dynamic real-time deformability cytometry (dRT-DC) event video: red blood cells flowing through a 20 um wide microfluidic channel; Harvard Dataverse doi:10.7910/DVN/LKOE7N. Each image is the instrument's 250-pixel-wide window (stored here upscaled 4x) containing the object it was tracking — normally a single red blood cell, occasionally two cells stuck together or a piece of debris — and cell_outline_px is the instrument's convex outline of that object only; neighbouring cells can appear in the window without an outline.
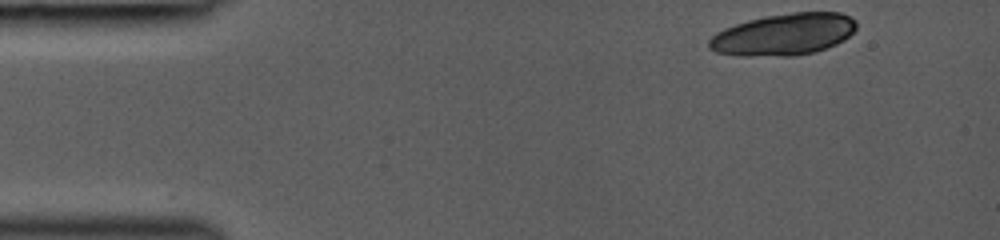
{"species": "common noctule bat (a hibernating species)", "species_latin": "Nyctalus noctula", "temperature_condition": "room temperature", "stored_images_in_passage": 10, "camera_frame_rate_fps": 3000, "um_per_image_px": 0.085, "animal": {"sex": "female", "body_mass_g": 19.0, "forearm_length_mm": 53.3}, "frame": {"image": 1, "passage_image": 1, "time_ms": 0.0, "image_size_px": [1000, 240], "cell_outline_px": [[856, 28], [844, 40], [836, 44], [812, 52], [792, 56], [740, 56], [716, 52], [708, 48], [708, 40], [716, 32], [724, 28], [748, 20], [764, 16], [792, 12], [840, 12], [856, 20]], "centroid_in_image_um": [66.59, 2.92], "position_along_channel_um": 18.4, "area_um2": 35.89}}